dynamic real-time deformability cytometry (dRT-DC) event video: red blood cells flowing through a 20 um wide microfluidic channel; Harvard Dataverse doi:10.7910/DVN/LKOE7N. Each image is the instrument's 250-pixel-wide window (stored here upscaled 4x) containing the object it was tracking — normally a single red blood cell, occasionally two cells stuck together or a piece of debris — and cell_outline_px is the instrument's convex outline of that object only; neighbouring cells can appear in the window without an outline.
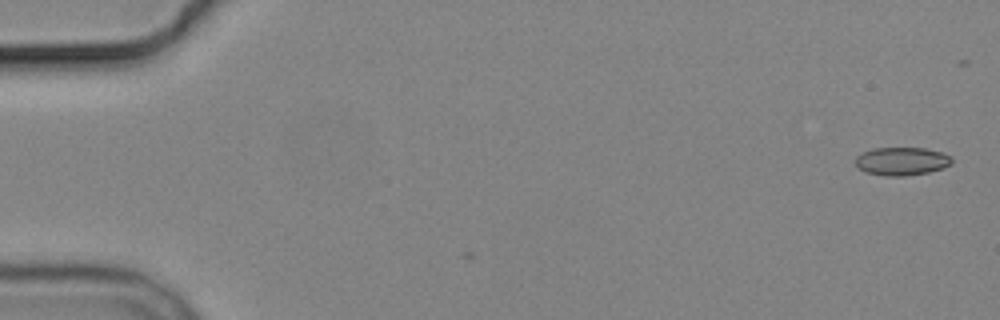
{"species": "common noctule bat (a hibernating species)", "species_latin": "Nyctalus noctula", "temperature_condition": "cold", "stored_images_in_passage": 2, "camera_frame_rate_fps": 3000, "um_per_image_px": 0.085, "animal": {"sex": "male", "body_mass_g": 19.2, "forearm_length_mm": 51.8}, "frame": {"image": 1, "passage_image": 2, "time_ms": 1.0, "image_size_px": [1000, 320], "cell_outline_px": [[952, 164], [944, 168], [928, 172], [904, 176], [888, 176], [864, 172], [856, 164], [856, 156], [872, 148], [924, 148], [944, 152], [952, 156]], "centroid_in_image_um": [76.69, 13.7], "position_along_channel_um": 8.3, "area_um2": 15.9}}